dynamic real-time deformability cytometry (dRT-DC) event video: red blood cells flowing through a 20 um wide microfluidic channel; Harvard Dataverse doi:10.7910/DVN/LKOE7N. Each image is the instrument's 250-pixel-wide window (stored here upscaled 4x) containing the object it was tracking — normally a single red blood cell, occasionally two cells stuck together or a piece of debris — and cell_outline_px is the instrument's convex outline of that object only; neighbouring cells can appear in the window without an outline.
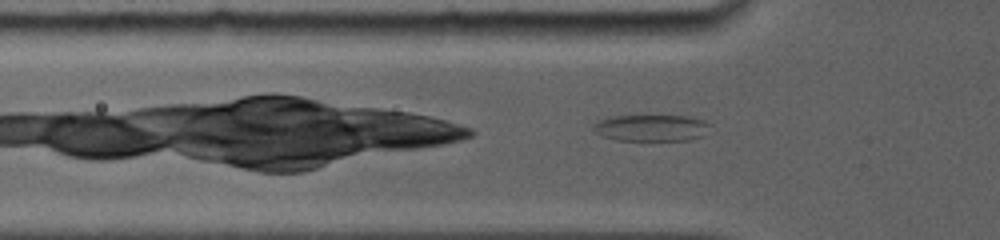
{"species": "common noctule bat (a hibernating species)", "species_latin": "Nyctalus noctula", "temperature_condition": "room temperature", "stored_images_in_passage": 26, "camera_frame_rate_fps": 5000, "um_per_image_px": 0.085, "animal": {"sex": "female", "body_mass_g": 19.0, "forearm_length_mm": 56.7}, "frame": {"image": 1, "passage_image": 4, "time_ms": 0.8, "image_size_px": [1000, 240], "cell_outline_px": [[712, 124], [704, 136], [688, 140], [616, 140], [600, 136], [592, 132], [592, 124], [596, 120], [612, 116], [692, 116], [704, 120]], "centroid_in_image_um": [55.33, 10.87], "position_along_channel_um": 70.5, "area_um2": 18.5}}
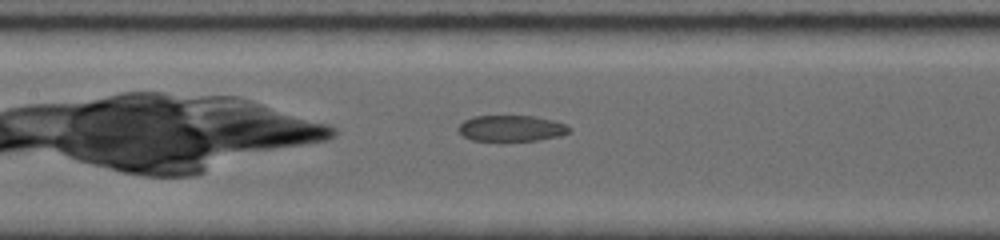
{"frame": {"image": 2, "passage_image": 12, "time_ms": 3.2, "image_size_px": [1000, 240], "cell_outline_px": [[572, 132], [560, 136], [536, 140], [500, 144], [472, 140], [464, 136], [456, 128], [464, 120], [472, 116], [536, 116], [568, 124], [572, 128]], "centroid_in_image_um": [43.47, 10.95], "position_along_channel_um": 163.9, "area_um2": 17.8}}
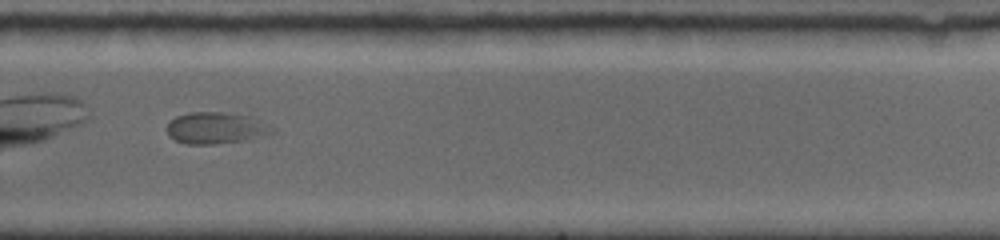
{"frame": {"image": 3, "passage_image": 21, "time_ms": 7.0, "image_size_px": [1000, 240], "cell_outline_px": [[276, 132], [244, 140], [216, 144], [184, 144], [168, 136], [168, 124], [176, 116], [188, 112], [224, 112], [256, 116], [276, 128]], "centroid_in_image_um": [18.42, 10.86], "position_along_channel_um": 311.4, "area_um2": 19.71}}